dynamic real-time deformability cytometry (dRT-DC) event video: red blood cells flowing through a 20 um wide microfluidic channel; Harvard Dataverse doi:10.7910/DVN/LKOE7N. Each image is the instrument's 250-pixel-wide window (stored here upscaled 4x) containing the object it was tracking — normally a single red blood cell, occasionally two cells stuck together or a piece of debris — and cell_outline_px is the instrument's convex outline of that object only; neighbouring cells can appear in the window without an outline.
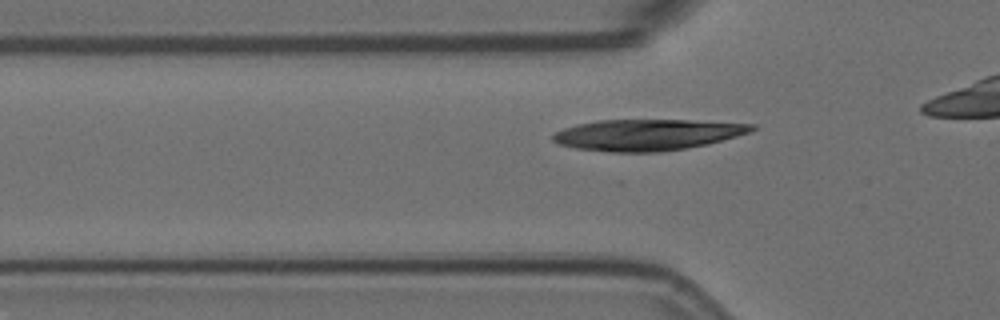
{"species": "Egyptian fruit bat (a non-hibernating species)", "species_latin": "Rousettus aegyptiacus", "temperature_condition": "room temperature", "stored_images_in_passage": 32, "camera_frame_rate_fps": 3000, "um_per_image_px": 0.085, "animal": {"sex": "female"}, "frame": {"image": 1, "passage_image": 4, "time_ms": 1.0, "image_size_px": [1000, 320], "cell_outline_px": [[756, 128], [748, 132], [736, 136], [708, 144], [660, 152], [612, 152], [576, 148], [556, 144], [552, 140], [552, 136], [556, 132], [564, 128], [576, 124], [596, 120], [688, 120], [756, 124]], "centroid_in_image_um": [54.97, 11.45], "position_along_channel_um": 70.8, "area_um2": 36.07}}
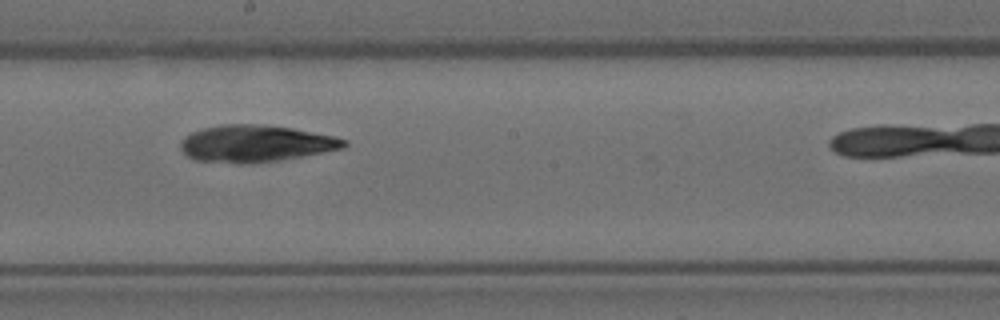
{"frame": {"image": 2, "passage_image": 17, "time_ms": 5.333, "image_size_px": [1000, 320], "cell_outline_px": [[348, 144], [344, 148], [280, 160], [252, 164], [240, 164], [196, 160], [188, 156], [180, 148], [180, 140], [184, 136], [192, 132], [204, 128], [220, 124], [256, 124], [292, 128], [332, 136], [348, 140]], "centroid_in_image_um": [21.69, 12.21], "position_along_channel_um": 226.5, "area_um2": 35.14}}
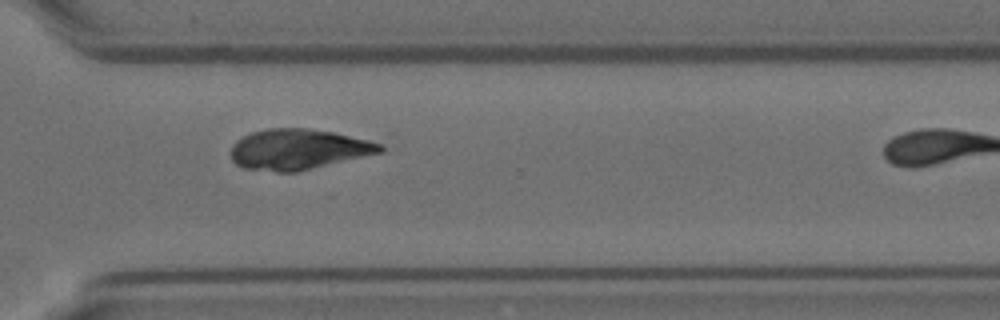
{"frame": {"image": 3, "passage_image": 27, "time_ms": 8.667, "image_size_px": [1000, 320], "cell_outline_px": [[384, 152], [296, 172], [276, 172], [244, 168], [236, 164], [232, 160], [232, 144], [236, 140], [252, 132], [268, 128], [308, 128], [332, 132], [368, 140], [380, 144], [384, 148]], "centroid_in_image_um": [25.35, 12.7], "position_along_channel_um": 345.2, "area_um2": 35.14}}